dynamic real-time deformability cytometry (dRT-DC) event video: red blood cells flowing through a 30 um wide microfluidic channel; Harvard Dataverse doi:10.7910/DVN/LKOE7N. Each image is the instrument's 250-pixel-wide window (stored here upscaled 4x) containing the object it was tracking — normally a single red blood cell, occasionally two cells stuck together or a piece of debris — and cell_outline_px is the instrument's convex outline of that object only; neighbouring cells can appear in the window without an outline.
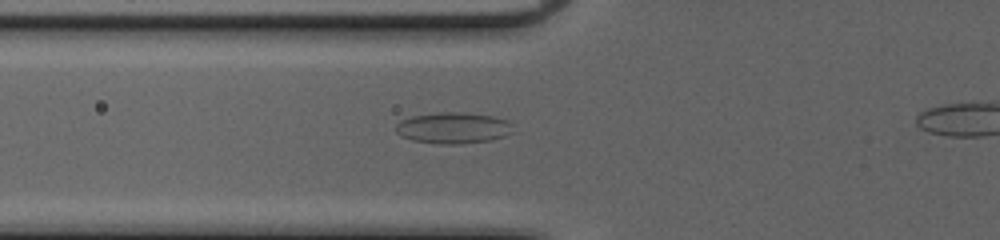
{"species": "common noctule bat (a hibernating species)", "species_latin": "Nyctalus noctula", "temperature_condition": "cold", "stored_images_in_passage": 29, "camera_frame_rate_fps": 3000, "um_per_image_px": 0.085, "animal": {"sex": "female", "body_mass_g": 20.0, "forearm_length_mm": 54.0}, "frame": {"image": 1, "passage_image": 3, "time_ms": 0.667, "image_size_px": [1000, 240], "cell_outline_px": [[512, 132], [508, 136], [492, 140], [460, 144], [436, 144], [412, 140], [400, 136], [396, 132], [396, 124], [400, 120], [412, 116], [440, 112], [460, 112], [492, 116], [508, 120], [512, 124]], "centroid_in_image_um": [38.53, 10.88], "position_along_channel_um": 87.3, "area_um2": 21.56}}
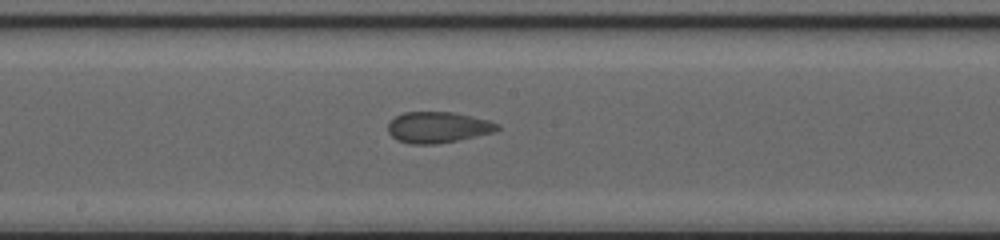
{"frame": {"image": 2, "passage_image": 12, "time_ms": 3.667, "image_size_px": [1000, 240], "cell_outline_px": [[500, 128], [496, 132], [436, 144], [408, 144], [396, 140], [388, 132], [388, 124], [396, 116], [404, 112], [456, 112], [488, 120], [500, 124]], "centroid_in_image_um": [37.24, 10.82], "position_along_channel_um": 211.0, "area_um2": 19.88}}
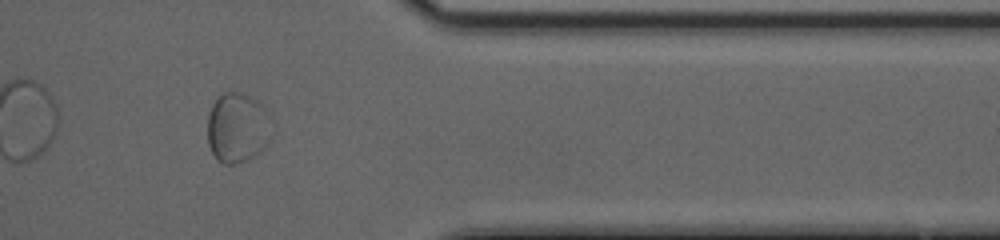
{"frame": {"image": 3, "passage_image": 26, "time_ms": 8.333, "image_size_px": [1000, 240], "cell_outline_px": [[272, 116], [268, 144], [260, 152], [244, 160], [232, 164], [224, 164], [216, 160], [208, 144], [208, 112], [212, 104], [224, 92], [236, 92], [248, 96], [256, 100]], "centroid_in_image_um": [20.18, 10.86], "position_along_channel_um": 391.2, "area_um2": 26.13}}